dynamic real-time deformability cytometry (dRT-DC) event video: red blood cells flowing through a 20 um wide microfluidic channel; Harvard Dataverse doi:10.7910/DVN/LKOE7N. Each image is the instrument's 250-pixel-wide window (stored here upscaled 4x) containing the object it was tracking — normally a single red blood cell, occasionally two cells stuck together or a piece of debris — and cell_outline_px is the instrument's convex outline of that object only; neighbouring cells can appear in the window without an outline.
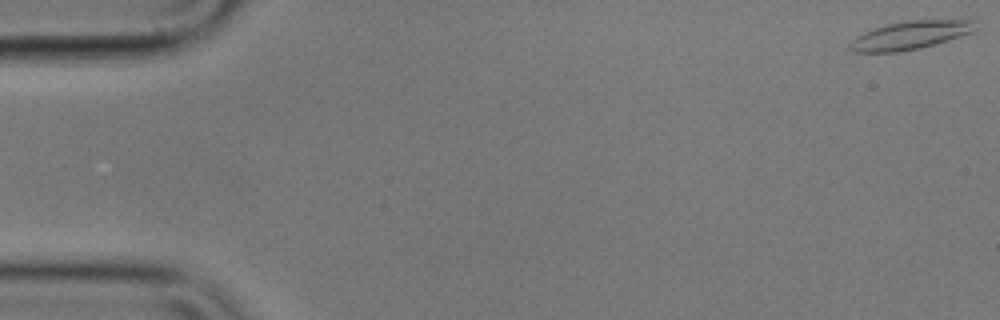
{"species": "common noctule bat (a hibernating species)", "species_latin": "Nyctalus noctula", "temperature_condition": "cold", "stored_images_in_passage": 57, "camera_frame_rate_fps": 3000, "um_per_image_px": 0.085, "animal": {"sex": "male", "body_mass_g": 17.9}, "frame": {"image": 1, "passage_image": 1, "time_ms": 0.0, "image_size_px": [1000, 320], "cell_outline_px": [[976, 28], [972, 32], [936, 44], [920, 48], [900, 52], [852, 52], [848, 48], [848, 44], [856, 36], [864, 32], [888, 24], [908, 20], [976, 20]], "centroid_in_image_um": [77.35, 3.0], "position_along_channel_um": 7.6, "area_um2": 20.63}}
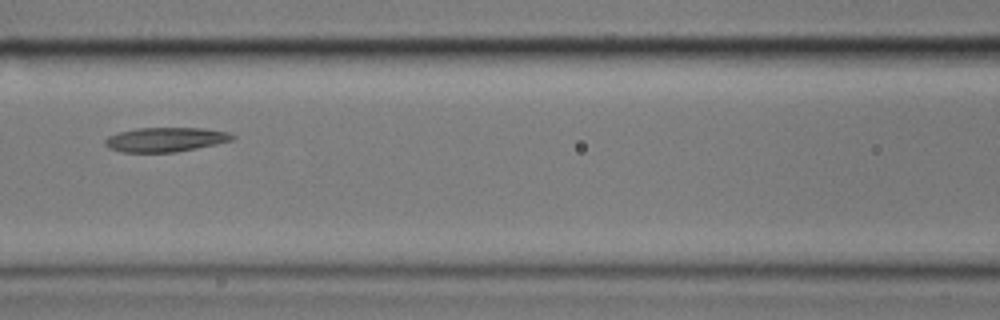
{"frame": {"image": 2, "passage_image": 25, "time_ms": 8.0, "image_size_px": [1000, 320], "cell_outline_px": [[236, 136], [232, 140], [216, 144], [176, 152], [120, 152], [108, 148], [104, 144], [104, 140], [108, 136], [120, 132], [136, 128], [204, 128], [228, 132]], "centroid_in_image_um": [14.05, 11.86], "position_along_channel_um": 152.6, "area_um2": 18.09}}
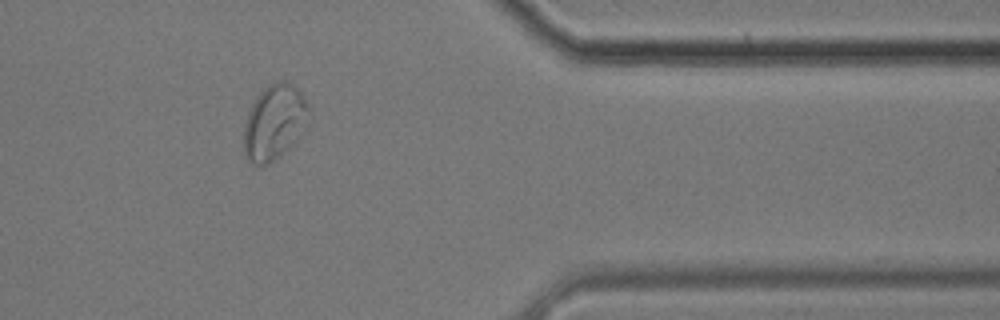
{"frame": {"image": 3, "passage_image": 47, "time_ms": 15.333, "image_size_px": [1000, 320], "cell_outline_px": [[312, 116], [304, 132], [280, 156], [268, 164], [260, 168], [252, 164], [244, 156], [244, 124], [248, 112], [256, 96], [268, 84], [276, 80], [284, 80], [292, 84], [304, 96], [308, 104]], "centroid_in_image_um": [23.34, 10.4], "position_along_channel_um": 388.1, "area_um2": 29.25}}